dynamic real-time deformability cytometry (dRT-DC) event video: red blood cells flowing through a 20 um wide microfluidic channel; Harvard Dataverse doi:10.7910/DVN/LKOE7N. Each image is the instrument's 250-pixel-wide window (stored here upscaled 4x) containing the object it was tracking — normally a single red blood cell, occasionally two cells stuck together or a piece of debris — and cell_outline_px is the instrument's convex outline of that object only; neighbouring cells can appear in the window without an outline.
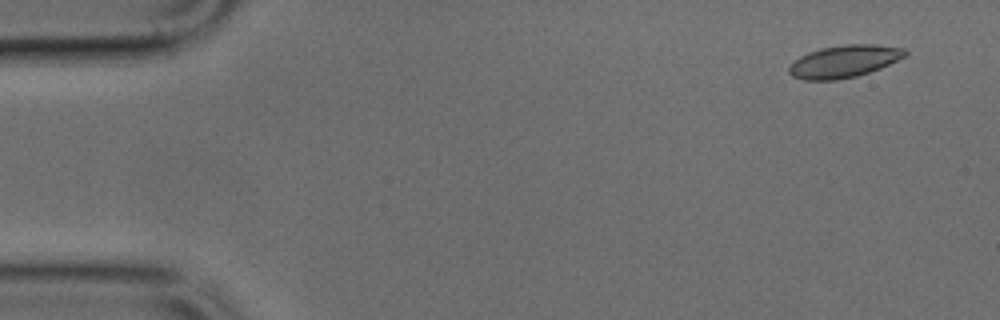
{"species": "common noctule bat (a hibernating species)", "species_latin": "Nyctalus noctula", "temperature_condition": "cold", "stored_images_in_passage": 4, "camera_frame_rate_fps": 3000, "um_per_image_px": 0.085, "animal": {"sex": "male", "body_mass_g": 17.9, "forearm_length_mm": 54.2}, "frame": {"image": 1, "passage_image": 1, "time_ms": 0.0, "image_size_px": [1000, 320], "cell_outline_px": [[908, 56], [880, 68], [856, 76], [836, 80], [804, 80], [792, 76], [788, 72], [788, 68], [800, 56], [808, 52], [820, 48], [844, 44], [876, 44], [904, 48], [908, 52]], "centroid_in_image_um": [71.78, 5.2], "position_along_channel_um": 13.2, "area_um2": 21.96}}